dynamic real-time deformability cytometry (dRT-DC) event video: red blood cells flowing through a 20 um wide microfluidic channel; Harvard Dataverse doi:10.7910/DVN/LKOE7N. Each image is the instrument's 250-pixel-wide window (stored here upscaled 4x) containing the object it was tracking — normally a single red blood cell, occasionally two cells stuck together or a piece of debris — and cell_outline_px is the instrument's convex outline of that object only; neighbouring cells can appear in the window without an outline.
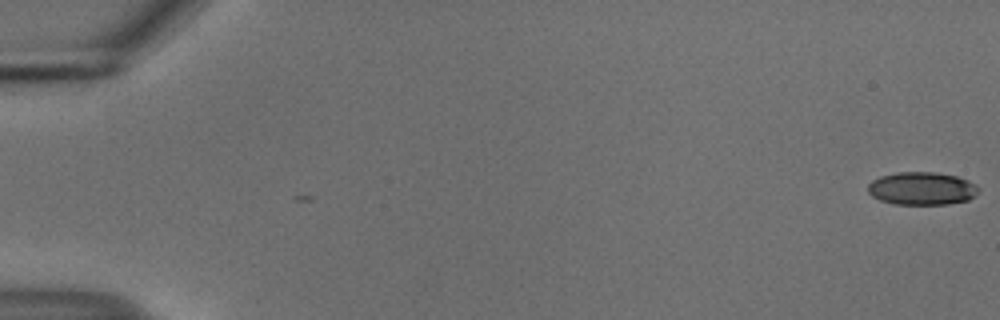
{"species": "common noctule bat (a hibernating species)", "species_latin": "Nyctalus noctula", "temperature_condition": "cold", "stored_images_in_passage": 2, "camera_frame_rate_fps": 3000, "um_per_image_px": 0.085, "animal": {"sex": "male", "body_mass_g": 18.8}, "frame": {"image": 1, "passage_image": 2, "time_ms": 0.333, "image_size_px": [1000, 320], "cell_outline_px": [[980, 188], [976, 196], [968, 200], [948, 204], [892, 204], [880, 200], [872, 196], [868, 192], [868, 184], [872, 180], [880, 176], [900, 172], [936, 172], [956, 176], [968, 180], [976, 184]], "centroid_in_image_um": [78.38, 16.02], "position_along_channel_um": 6.6, "area_um2": 21.39}}